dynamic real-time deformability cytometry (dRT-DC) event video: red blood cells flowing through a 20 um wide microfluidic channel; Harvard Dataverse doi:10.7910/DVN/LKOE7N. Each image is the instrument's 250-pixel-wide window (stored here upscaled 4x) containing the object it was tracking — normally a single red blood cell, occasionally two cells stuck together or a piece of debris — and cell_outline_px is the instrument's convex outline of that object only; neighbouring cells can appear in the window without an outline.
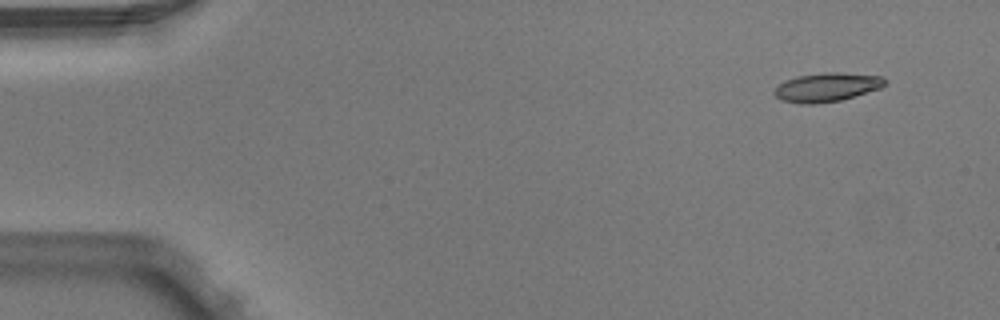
{"species": "Egyptian fruit bat (a non-hibernating species)", "species_latin": "Rousettus aegyptiacus", "temperature_condition": "warm", "stored_images_in_passage": 4, "camera_frame_rate_fps": 3000, "um_per_image_px": 0.085, "animal": {"sex": "male"}, "frame": {"image": 1, "passage_image": 1, "time_ms": 0.0, "image_size_px": [1000, 320], "cell_outline_px": [[888, 84], [880, 88], [840, 100], [816, 104], [800, 104], [780, 100], [772, 92], [780, 84], [796, 76], [828, 72], [836, 72], [880, 76], [888, 80]], "centroid_in_image_um": [70.28, 7.42], "position_along_channel_um": 14.7, "area_um2": 18.5}}
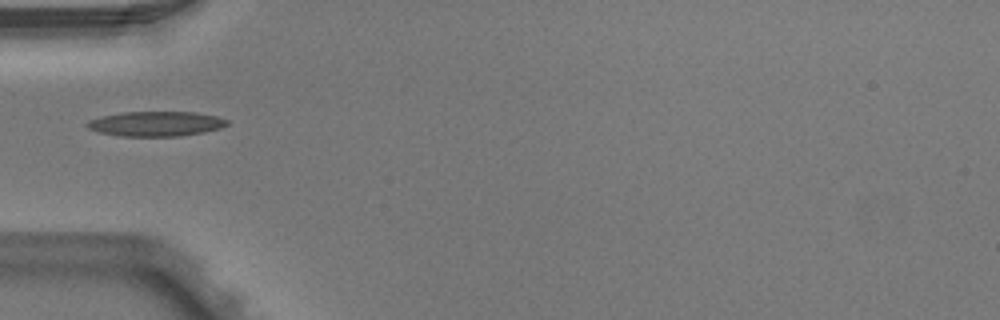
{"frame": {"image": 2, "passage_image": 4, "time_ms": 1.0, "image_size_px": [1000, 320], "cell_outline_px": [[228, 124], [220, 128], [204, 132], [180, 136], [120, 136], [100, 132], [88, 128], [84, 124], [88, 120], [100, 116], [120, 112], [196, 112], [216, 116], [228, 120]], "centroid_in_image_um": [13.22, 10.51], "position_along_channel_um": 71.8, "area_um2": 20.35}}